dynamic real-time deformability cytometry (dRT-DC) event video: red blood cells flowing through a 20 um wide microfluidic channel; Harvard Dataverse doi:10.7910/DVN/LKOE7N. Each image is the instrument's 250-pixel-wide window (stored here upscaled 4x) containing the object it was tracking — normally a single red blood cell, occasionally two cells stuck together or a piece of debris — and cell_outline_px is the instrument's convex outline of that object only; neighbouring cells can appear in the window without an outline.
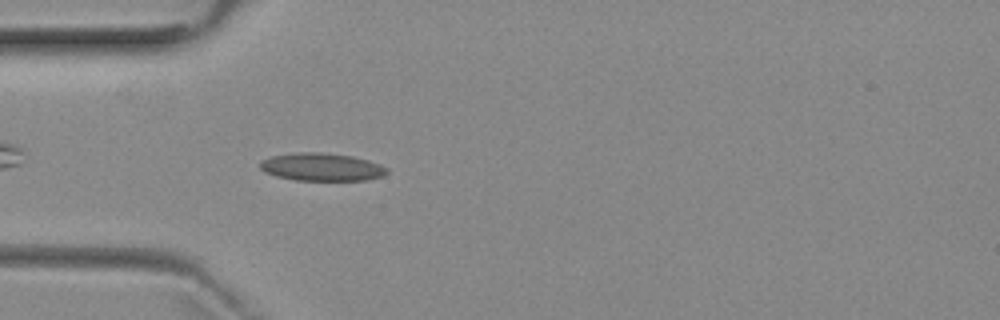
{"species": "common noctule bat (a hibernating species)", "species_latin": "Nyctalus noctula", "temperature_condition": "room temperature", "stored_images_in_passage": 4, "camera_frame_rate_fps": 3000, "um_per_image_px": 0.085, "animal": {"sex": "female", "body_mass_g": 29.2, "forearm_length_mm": 56.3}, "frame": {"image": 1, "passage_image": 4, "time_ms": 3.667, "image_size_px": [1000, 320], "cell_outline_px": [[388, 172], [384, 176], [368, 180], [296, 180], [276, 176], [264, 172], [260, 168], [260, 160], [272, 156], [296, 152], [320, 152], [352, 156], [368, 160], [380, 164], [388, 168]], "centroid_in_image_um": [27.35, 14.19], "position_along_channel_um": 57.6, "area_um2": 20.69}}